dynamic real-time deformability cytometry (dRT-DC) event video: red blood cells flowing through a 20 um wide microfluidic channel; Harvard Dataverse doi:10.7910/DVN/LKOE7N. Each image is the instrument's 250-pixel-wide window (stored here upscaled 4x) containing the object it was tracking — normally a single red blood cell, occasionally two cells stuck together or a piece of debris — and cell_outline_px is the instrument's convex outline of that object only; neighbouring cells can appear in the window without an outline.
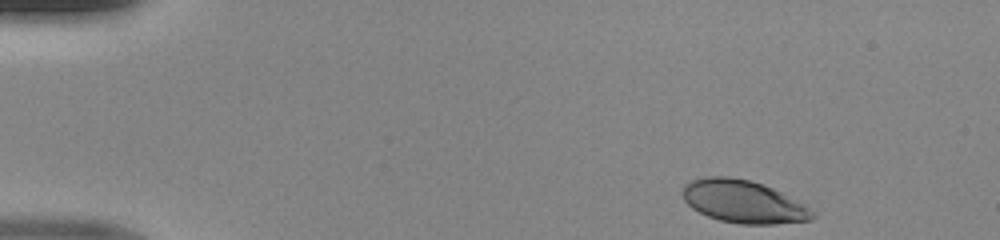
{"species": "human", "species_latin": "Homo sapiens", "temperature_condition": "room temperature", "stored_images_in_passage": 43, "camera_frame_rate_fps": 3000, "um_per_image_px": 0.085, "donor": {"sex": "male"}, "frame": {"image": 1, "passage_image": 1, "time_ms": 0.0, "image_size_px": [1000, 240], "cell_outline_px": [[816, 216], [812, 220], [772, 224], [740, 224], [720, 220], [708, 216], [692, 208], [684, 200], [684, 184], [692, 180], [704, 176], [728, 176], [748, 180], [764, 184], [804, 204]], "centroid_in_image_um": [63.18, 17.13], "position_along_channel_um": 21.8, "area_um2": 32.02}}
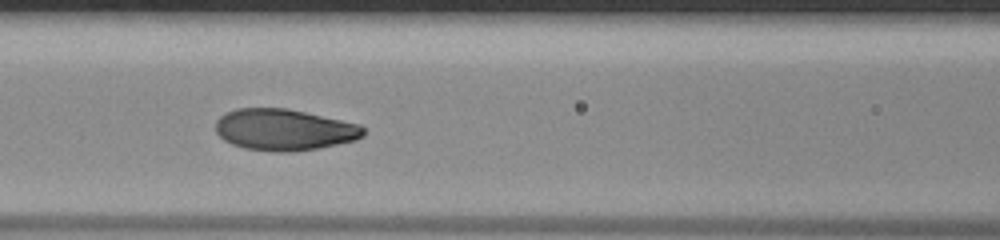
{"frame": {"image": 2, "passage_image": 17, "time_ms": 5.333, "image_size_px": [1000, 240], "cell_outline_px": [[364, 136], [356, 140], [320, 148], [292, 152], [272, 152], [244, 148], [232, 144], [224, 140], [216, 132], [216, 120], [224, 112], [236, 108], [288, 108], [360, 124], [364, 128]], "centroid_in_image_um": [24.15, 11.03], "position_along_channel_um": 142.5, "area_um2": 36.01}}
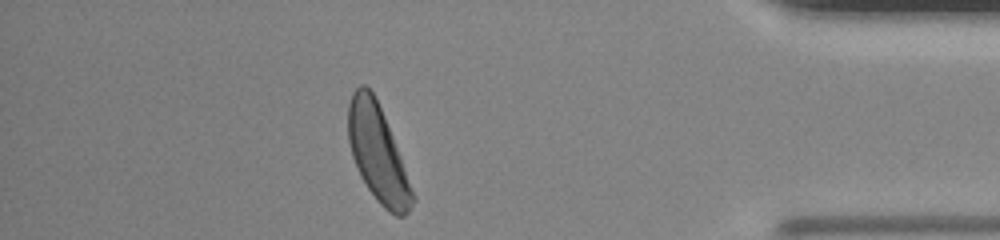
{"frame": {"image": 3, "passage_image": 38, "time_ms": 12.333, "image_size_px": [1000, 240], "cell_outline_px": [[416, 200], [408, 212], [404, 216], [396, 216], [384, 208], [376, 200], [360, 176], [352, 156], [348, 140], [348, 104], [352, 92], [360, 84], [364, 84], [372, 92], [384, 116], [416, 196]], "centroid_in_image_um": [32.11, 13.08], "position_along_channel_um": 403.1, "area_um2": 35.84}}